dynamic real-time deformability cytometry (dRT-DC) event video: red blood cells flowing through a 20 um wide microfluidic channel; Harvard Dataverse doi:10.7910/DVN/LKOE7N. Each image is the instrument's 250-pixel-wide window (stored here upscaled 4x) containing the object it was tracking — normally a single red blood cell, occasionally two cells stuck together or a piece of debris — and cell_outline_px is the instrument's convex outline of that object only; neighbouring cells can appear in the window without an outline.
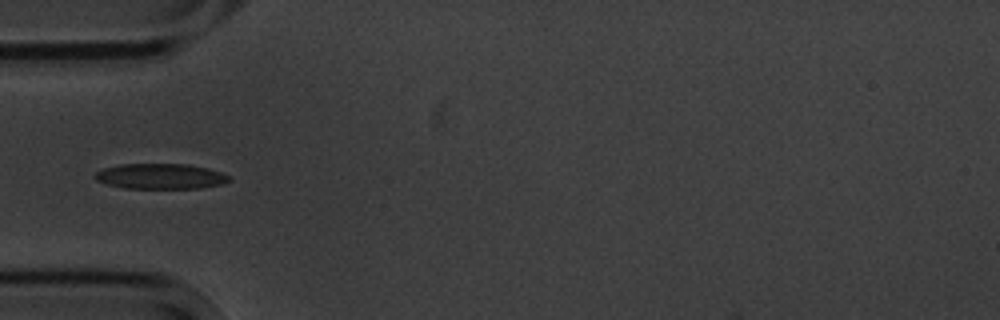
{"species": "common noctule bat (a hibernating species)", "species_latin": "Nyctalus noctula", "temperature_condition": "cold", "stored_images_in_passage": 15, "camera_frame_rate_fps": 3000, "um_per_image_px": 0.085, "animal": {"sex": "male", "body_mass_g": 20.1, "forearm_length_mm": 53.5}, "frame": {"image": 1, "passage_image": 5, "time_ms": 5.667, "image_size_px": [1000, 320], "cell_outline_px": [[232, 180], [224, 184], [200, 188], [124, 188], [108, 184], [96, 180], [96, 172], [100, 168], [120, 164], [188, 164], [208, 168], [220, 172], [228, 176]], "centroid_in_image_um": [13.65, 14.98], "position_along_channel_um": 71.3, "area_um2": 19.88}}
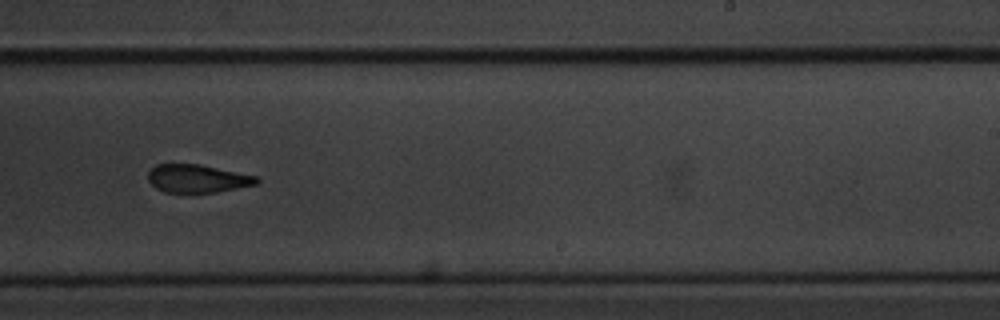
{"frame": {"image": 2, "passage_image": 10, "time_ms": 11.333, "image_size_px": [1000, 320], "cell_outline_px": [[260, 180], [256, 184], [216, 192], [164, 192], [156, 188], [148, 180], [148, 172], [156, 164], [200, 164], [260, 176]], "centroid_in_image_um": [16.8, 15.16], "position_along_channel_um": 272.2, "area_um2": 17.8}}
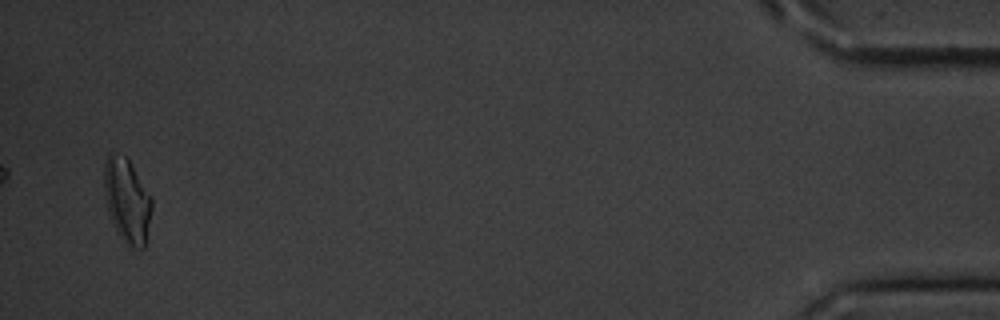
{"frame": {"image": 3, "passage_image": 15, "time_ms": 18.0, "image_size_px": [1000, 320], "cell_outline_px": [[152, 208], [144, 248], [128, 248], [124, 244], [116, 232], [112, 224], [108, 212], [104, 196], [104, 160], [108, 152], [112, 152], [124, 156], [128, 160], [152, 196]], "centroid_in_image_um": [10.77, 17.07], "position_along_channel_um": 424.4, "area_um2": 23.81}, "authors_computed_cell_mechanics": {"area_um2": 19.1896, "velocity_mm_per_s": 3.5478, "shape_relaxation_time_tau1_ms": 5.7769, "shape_relaxation_time_tau2_ms": 5.0364, "deformation_change_tau1": 0.1631, "deformation_change_tau2": 0.1403}}